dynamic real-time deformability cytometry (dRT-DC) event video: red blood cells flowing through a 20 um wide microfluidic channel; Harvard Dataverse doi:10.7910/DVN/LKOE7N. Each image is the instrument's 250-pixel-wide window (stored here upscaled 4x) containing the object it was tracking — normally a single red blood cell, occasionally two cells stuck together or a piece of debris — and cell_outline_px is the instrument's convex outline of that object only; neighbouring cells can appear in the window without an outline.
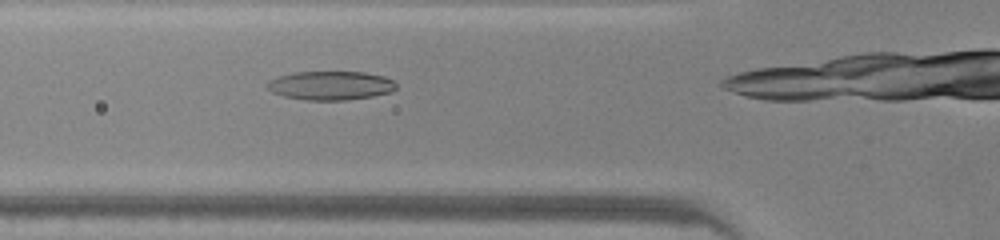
{"species": "common noctule bat (a hibernating species)", "species_latin": "Nyctalus noctula", "temperature_condition": "warm", "stored_images_in_passage": 34, "camera_frame_rate_fps": 3000, "um_per_image_px": 0.085, "animal": {"sex": "male", "body_mass_g": 20.0, "forearm_length_mm": 53.3}, "frame": {"image": 1, "passage_image": 9, "time_ms": 2.667, "image_size_px": [1000, 240], "cell_outline_px": [[396, 88], [392, 92], [372, 96], [348, 100], [308, 100], [284, 96], [272, 92], [268, 88], [268, 80], [276, 76], [296, 72], [364, 72], [384, 76], [392, 80], [396, 84]], "centroid_in_image_um": [28.11, 7.26], "position_along_channel_um": 97.7, "area_um2": 21.68}}
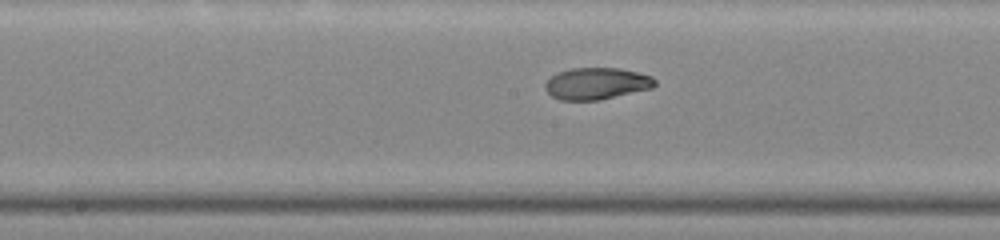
{"frame": {"image": 2, "passage_image": 16, "time_ms": 5.0, "image_size_px": [1000, 240], "cell_outline_px": [[656, 84], [652, 88], [600, 100], [560, 100], [552, 96], [544, 88], [544, 84], [552, 76], [560, 72], [572, 68], [620, 68], [652, 76], [656, 80]], "centroid_in_image_um": [50.72, 7.1], "position_along_channel_um": 197.5, "area_um2": 20.23}}
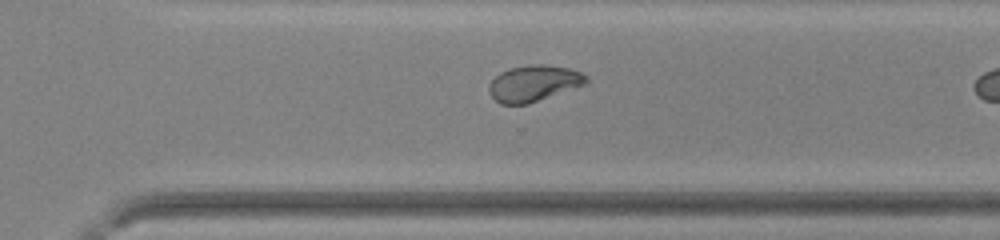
{"frame": {"image": 3, "passage_image": 25, "time_ms": 8.0, "image_size_px": [1000, 240], "cell_outline_px": [[588, 84], [528, 104], [500, 104], [488, 92], [488, 84], [500, 72], [512, 68], [532, 64], [540, 64], [568, 68], [580, 72], [588, 76]], "centroid_in_image_um": [45.39, 7.09], "position_along_channel_um": 325.2, "area_um2": 20.52}, "authors_computed_cell_mechanics": {"area_um2": 20.7213, "velocity_mm_per_s": 4.2748, "shape_relaxation_time_tau1_ms": 9.6238, "shape_relaxation_time_tau2_ms": 2.5275, "deformation_change_tau1": 0.3199, "deformation_change_tau2": 0.0544}}